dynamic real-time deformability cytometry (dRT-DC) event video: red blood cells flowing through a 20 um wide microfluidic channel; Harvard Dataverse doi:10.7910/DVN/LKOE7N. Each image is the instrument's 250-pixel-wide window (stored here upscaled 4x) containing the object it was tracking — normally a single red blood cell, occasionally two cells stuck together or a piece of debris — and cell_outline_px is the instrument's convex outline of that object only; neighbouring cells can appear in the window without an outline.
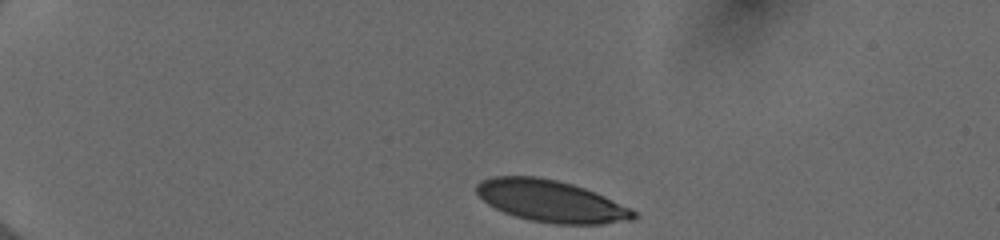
{"species": "human", "species_latin": "Homo sapiens", "temperature_condition": "cold", "stored_images_in_passage": 38, "camera_frame_rate_fps": 3000, "um_per_image_px": 0.085, "donor": {"sex": "female"}, "frame": {"image": 1, "passage_image": 1, "time_ms": 0.0, "image_size_px": [1000, 240], "cell_outline_px": [[640, 216], [632, 220], [600, 224], [552, 224], [528, 220], [504, 212], [488, 204], [476, 192], [476, 184], [480, 180], [492, 176], [536, 176], [556, 180], [572, 184], [584, 188], [604, 196], [636, 212]], "centroid_in_image_um": [46.81, 17.1], "position_along_channel_um": 38.2, "area_um2": 38.15}}
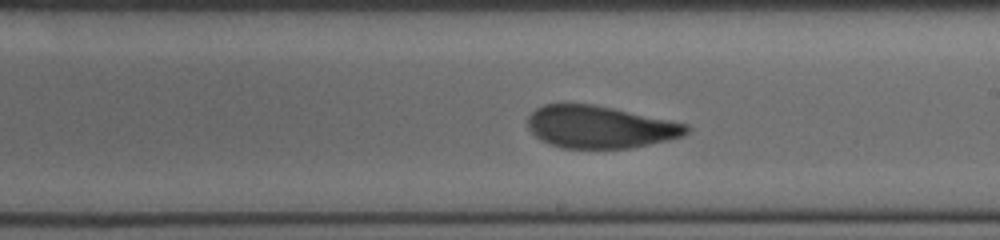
{"frame": {"image": 2, "passage_image": 22, "time_ms": 7.0, "image_size_px": [1000, 240], "cell_outline_px": [[692, 128], [684, 136], [668, 140], [632, 148], [560, 148], [540, 140], [528, 128], [528, 116], [536, 108], [544, 104], [592, 104], [612, 108], [688, 124]], "centroid_in_image_um": [51.0, 10.8], "position_along_channel_um": 238.0, "area_um2": 39.13}}
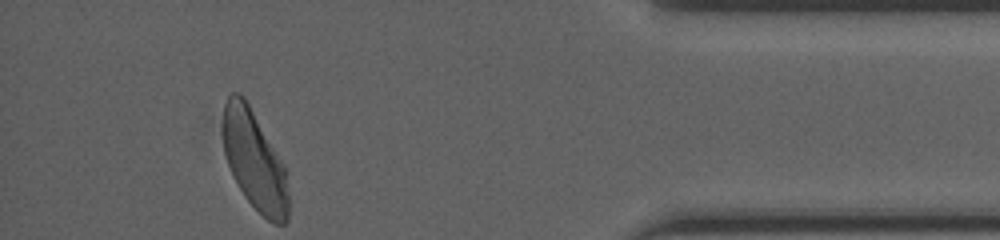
{"frame": {"image": 3, "passage_image": 38, "time_ms": 12.333, "image_size_px": [1000, 240], "cell_outline_px": [[288, 220], [284, 224], [272, 224], [244, 196], [228, 164], [224, 152], [224, 104], [228, 96], [232, 92], [240, 92], [244, 96], [284, 164], [288, 192]], "centroid_in_image_um": [21.65, 13.64], "position_along_channel_um": 413.6, "area_um2": 37.34}, "authors_computed_cell_mechanics": {"area_um2": 39.7664, "velocity_mm_per_s": 3.9779, "shape_relaxation_time_tau1_ms": 3.216, "shape_relaxation_time_tau2_ms": 1.0748, "deformation_change_tau1": 0.1459, "deformation_change_tau2": 0.0609}}